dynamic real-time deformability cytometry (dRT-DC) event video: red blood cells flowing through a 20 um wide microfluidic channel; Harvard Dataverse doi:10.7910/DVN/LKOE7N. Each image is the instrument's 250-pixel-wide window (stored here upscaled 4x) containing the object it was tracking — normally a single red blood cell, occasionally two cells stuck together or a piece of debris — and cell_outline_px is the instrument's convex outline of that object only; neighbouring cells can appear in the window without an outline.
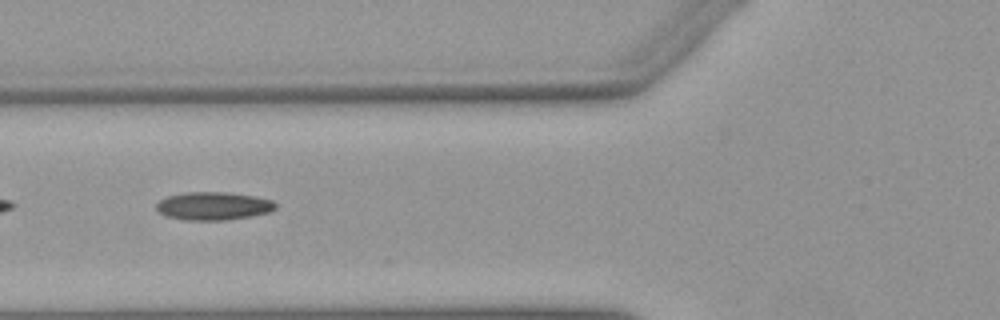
{"species": "Egyptian fruit bat (a non-hibernating species)", "species_latin": "Rousettus aegyptiacus", "temperature_condition": "warm", "stored_images_in_passage": 36, "camera_frame_rate_fps": 3000, "um_per_image_px": 0.085, "animal": {"sex": "female"}, "frame": {"image": 1, "passage_image": 21, "time_ms": 6.667, "image_size_px": [1000, 320], "cell_outline_px": [[276, 208], [268, 212], [252, 216], [224, 220], [184, 220], [164, 216], [156, 208], [156, 204], [160, 200], [168, 196], [184, 192], [228, 192], [256, 196], [272, 200], [276, 204]], "centroid_in_image_um": [18.13, 17.5], "position_along_channel_um": 107.7, "area_um2": 19.59}}
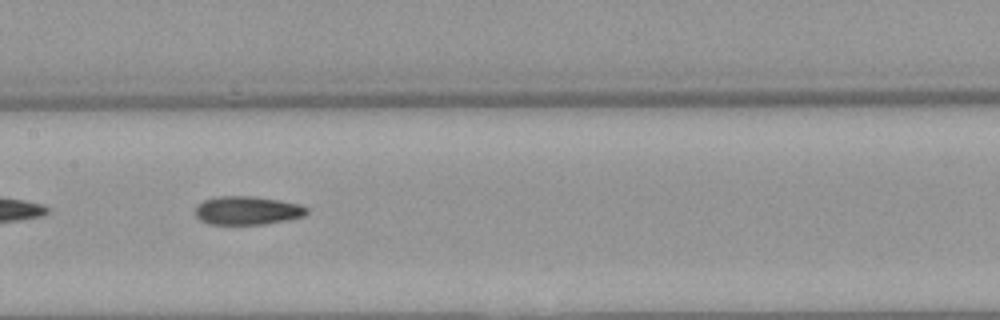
{"frame": {"image": 2, "passage_image": 27, "time_ms": 8.667, "image_size_px": [1000, 320], "cell_outline_px": [[308, 212], [304, 216], [288, 220], [264, 224], [208, 224], [200, 220], [196, 216], [196, 204], [204, 200], [220, 196], [252, 196], [280, 200], [300, 204], [308, 208]], "centroid_in_image_um": [21.03, 17.89], "position_along_channel_um": 186.4, "area_um2": 18.61}}
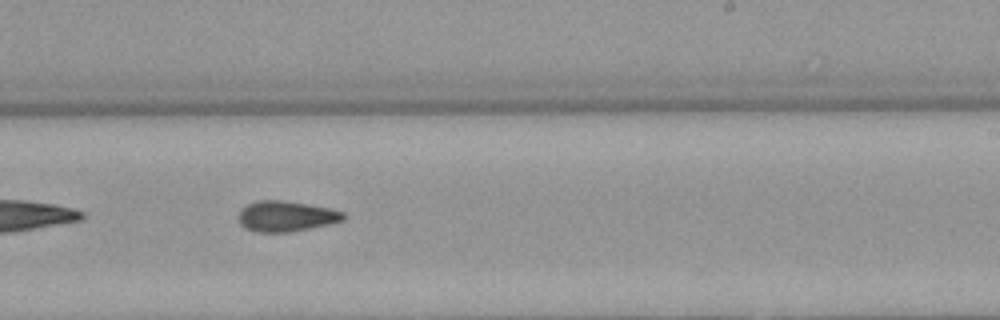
{"frame": {"image": 3, "passage_image": 33, "time_ms": 10.667, "image_size_px": [1000, 320], "cell_outline_px": [[348, 216], [344, 220], [328, 224], [288, 232], [256, 232], [244, 228], [240, 224], [240, 208], [256, 200], [284, 200], [308, 204], [328, 208], [344, 212]], "centroid_in_image_um": [24.31, 18.37], "position_along_channel_um": 264.7, "area_um2": 18.67}}